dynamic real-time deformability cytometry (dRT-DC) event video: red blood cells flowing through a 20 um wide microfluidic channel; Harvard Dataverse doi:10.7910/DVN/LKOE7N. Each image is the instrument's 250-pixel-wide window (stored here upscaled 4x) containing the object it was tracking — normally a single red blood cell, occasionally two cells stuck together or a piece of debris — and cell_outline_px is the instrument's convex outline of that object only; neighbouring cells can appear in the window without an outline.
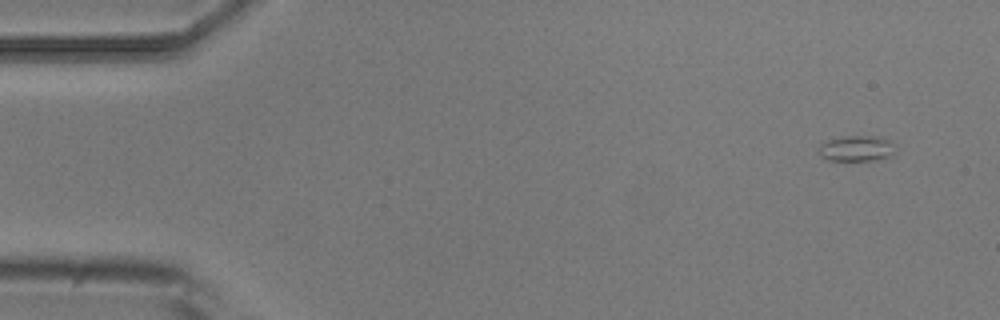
{"species": "common noctule bat (a hibernating species)", "species_latin": "Nyctalus noctula", "temperature_condition": "room temperature", "stored_images_in_passage": 6, "camera_frame_rate_fps": 3000, "um_per_image_px": 0.085, "animal": {"sex": "male", "body_mass_g": 20.5, "forearm_length_mm": 52.5}, "frame": {"image": 1, "passage_image": 1, "time_ms": 0.0, "image_size_px": [1000, 320], "cell_outline_px": [[896, 152], [892, 156], [876, 160], [828, 160], [820, 156], [820, 144], [828, 140], [844, 136], [880, 136], [892, 140], [896, 148]], "centroid_in_image_um": [72.9, 12.61], "position_along_channel_um": 12.1, "area_um2": 11.68}}